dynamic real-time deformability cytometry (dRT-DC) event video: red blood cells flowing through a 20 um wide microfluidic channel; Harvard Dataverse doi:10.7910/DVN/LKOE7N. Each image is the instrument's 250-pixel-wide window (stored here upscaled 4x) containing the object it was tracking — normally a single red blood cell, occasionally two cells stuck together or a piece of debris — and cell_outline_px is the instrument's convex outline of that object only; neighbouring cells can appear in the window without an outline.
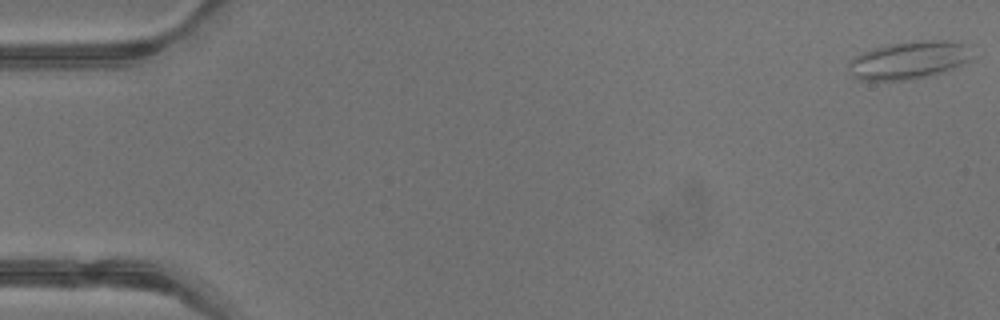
{"species": "common noctule bat (a hibernating species)", "species_latin": "Nyctalus noctula", "temperature_condition": "warm", "stored_images_in_passage": 42, "camera_frame_rate_fps": 3000, "um_per_image_px": 0.085, "animal": {"sex": "male", "body_mass_g": 13.3}, "frame": {"image": 1, "passage_image": 1, "time_ms": 0.0, "image_size_px": [1000, 320], "cell_outline_px": [[976, 56], [952, 68], [928, 76], [904, 80], [860, 80], [852, 76], [848, 64], [848, 60], [852, 56], [860, 52], [892, 44], [920, 40], [944, 40], [964, 44]], "centroid_in_image_um": [77.21, 5.11], "position_along_channel_um": 7.8, "area_um2": 26.99}}
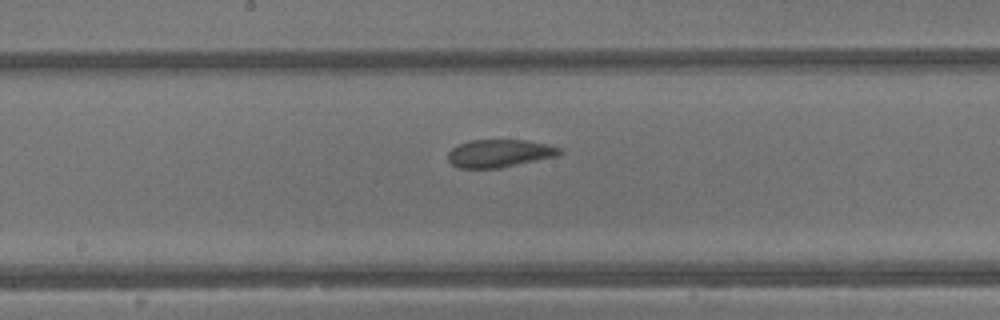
{"frame": {"image": 2, "passage_image": 23, "time_ms": 7.333, "image_size_px": [1000, 320], "cell_outline_px": [[564, 152], [556, 156], [500, 168], [460, 168], [452, 164], [448, 160], [448, 152], [452, 148], [460, 144], [472, 140], [528, 140], [560, 148]], "centroid_in_image_um": [42.44, 13.03], "position_along_channel_um": 205.8, "area_um2": 17.92}}
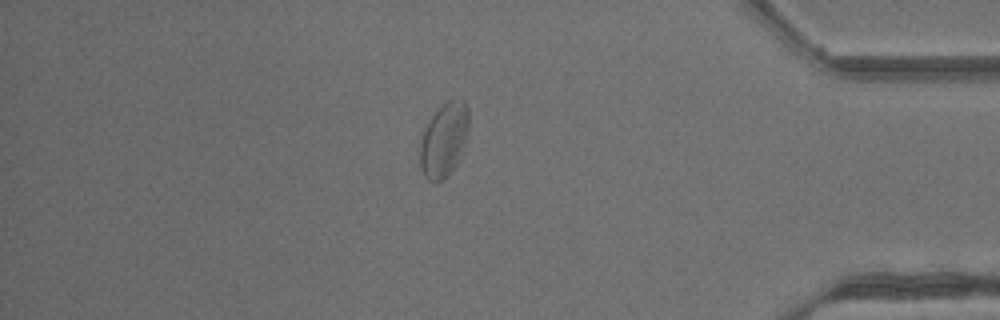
{"frame": {"image": 3, "passage_image": 37, "time_ms": 12.0, "image_size_px": [1000, 320], "cell_outline_px": [[468, 128], [456, 164], [440, 180], [428, 180], [424, 176], [420, 168], [420, 140], [424, 128], [432, 116], [448, 100], [464, 100], [468, 108]], "centroid_in_image_um": [37.7, 11.86], "position_along_channel_um": 397.5, "area_um2": 20.29}}